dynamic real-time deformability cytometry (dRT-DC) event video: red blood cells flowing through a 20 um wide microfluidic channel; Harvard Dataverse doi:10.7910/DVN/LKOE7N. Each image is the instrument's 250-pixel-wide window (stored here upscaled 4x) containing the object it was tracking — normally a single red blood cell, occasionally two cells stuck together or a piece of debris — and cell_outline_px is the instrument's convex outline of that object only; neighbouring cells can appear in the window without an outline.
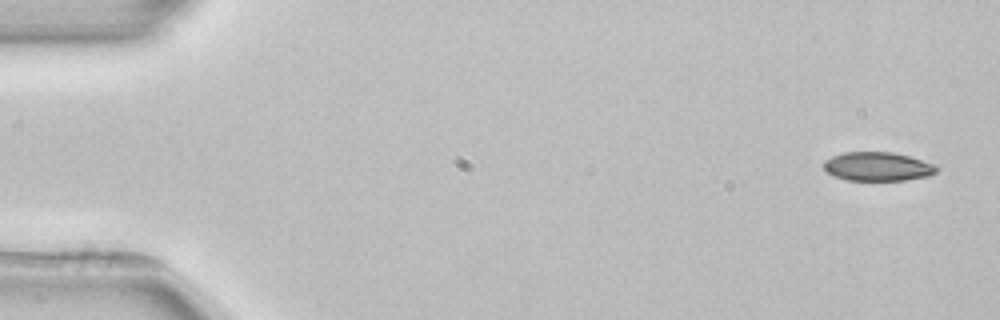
{"species": "common noctule bat (a hibernating species)", "species_latin": "Nyctalus noctula", "temperature_condition": "room temperature", "stored_images_in_passage": 4, "camera_frame_rate_fps": 3000, "um_per_image_px": 0.085, "animal": {"sex": "female", "body_mass_g": 22.7, "forearm_length_mm": 54.2}, "frame": {"image": 1, "passage_image": 1, "time_ms": 0.0, "image_size_px": [1000, 320], "cell_outline_px": [[940, 168], [936, 172], [928, 176], [904, 180], [848, 180], [832, 176], [824, 168], [824, 160], [832, 156], [844, 152], [892, 152], [908, 156], [936, 164]], "centroid_in_image_um": [74.61, 14.15], "position_along_channel_um": 10.4, "area_um2": 19.02}}
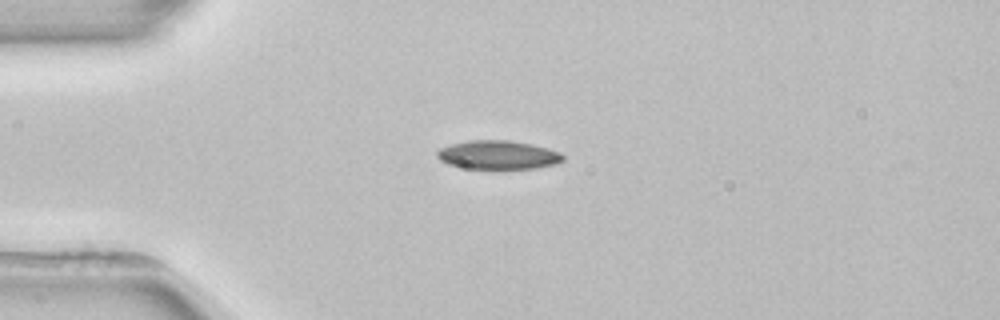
{"frame": {"image": 2, "passage_image": 4, "time_ms": 3.667, "image_size_px": [1000, 320], "cell_outline_px": [[564, 160], [556, 164], [536, 168], [464, 168], [448, 164], [440, 160], [436, 156], [436, 152], [440, 148], [452, 144], [468, 140], [512, 140], [532, 144], [548, 148], [560, 152], [564, 156]], "centroid_in_image_um": [42.34, 13.16], "position_along_channel_um": 42.7, "area_um2": 21.1}}